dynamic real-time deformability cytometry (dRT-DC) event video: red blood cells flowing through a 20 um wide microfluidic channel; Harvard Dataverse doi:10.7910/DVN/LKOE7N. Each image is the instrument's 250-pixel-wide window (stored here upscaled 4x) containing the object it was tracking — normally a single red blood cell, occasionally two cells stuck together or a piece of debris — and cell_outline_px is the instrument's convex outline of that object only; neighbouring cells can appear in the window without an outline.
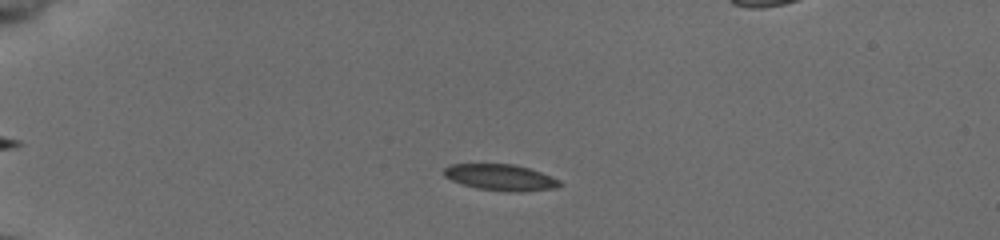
{"species": "common noctule bat (a hibernating species)", "species_latin": "Nyctalus noctula", "temperature_condition": "cold", "stored_images_in_passage": 51, "segment_of_instrument_passage": [1, 2], "camera_frame_rate_fps": 3000, "um_per_image_px": 0.085, "animal": {"sex": "female", "body_mass_g": 19.5, "forearm_length_mm": 54.1}, "frame": {"image": 1, "passage_image": 11, "time_ms": 3.333, "image_size_px": [1000, 240], "cell_outline_px": [[564, 184], [556, 188], [520, 192], [508, 192], [476, 188], [452, 180], [444, 176], [440, 172], [448, 164], [516, 164], [540, 172], [560, 180]], "centroid_in_image_um": [42.54, 15.08], "position_along_channel_um": 42.5, "area_um2": 17.86}}
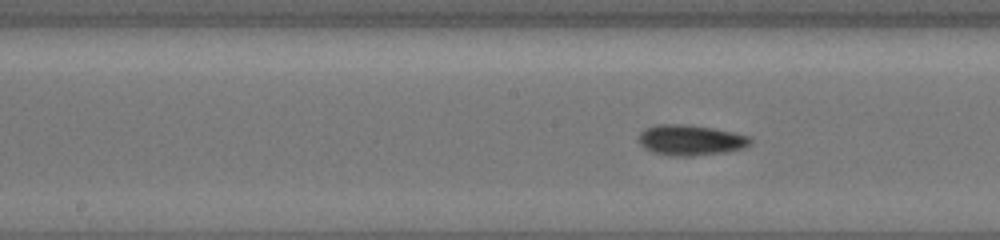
{"frame": {"image": 2, "passage_image": 26, "time_ms": 8.333, "image_size_px": [1000, 240], "cell_outline_px": [[752, 144], [744, 148], [728, 152], [692, 156], [668, 156], [652, 152], [644, 148], [640, 144], [640, 132], [644, 128], [660, 124], [684, 124], [712, 128], [752, 136]], "centroid_in_image_um": [58.73, 11.92], "position_along_channel_um": 189.5, "area_um2": 20.11}}
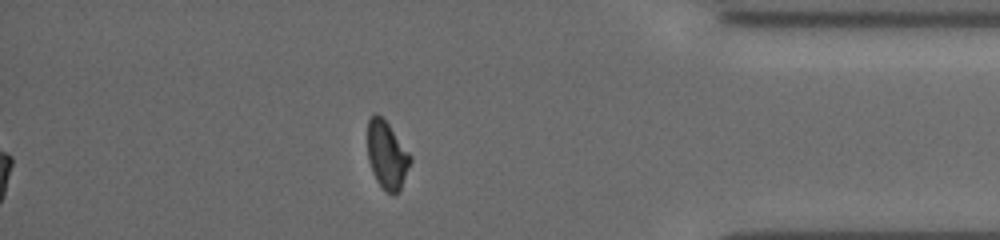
{"frame": {"image": 3, "passage_image": 44, "time_ms": 14.333, "image_size_px": [1000, 240], "cell_outline_px": [[412, 160], [400, 192], [384, 192], [376, 180], [372, 172], [368, 160], [368, 120], [376, 112], [388, 124], [412, 156]], "centroid_in_image_um": [32.9, 13.21], "position_along_channel_um": 402.3, "area_um2": 16.88}}